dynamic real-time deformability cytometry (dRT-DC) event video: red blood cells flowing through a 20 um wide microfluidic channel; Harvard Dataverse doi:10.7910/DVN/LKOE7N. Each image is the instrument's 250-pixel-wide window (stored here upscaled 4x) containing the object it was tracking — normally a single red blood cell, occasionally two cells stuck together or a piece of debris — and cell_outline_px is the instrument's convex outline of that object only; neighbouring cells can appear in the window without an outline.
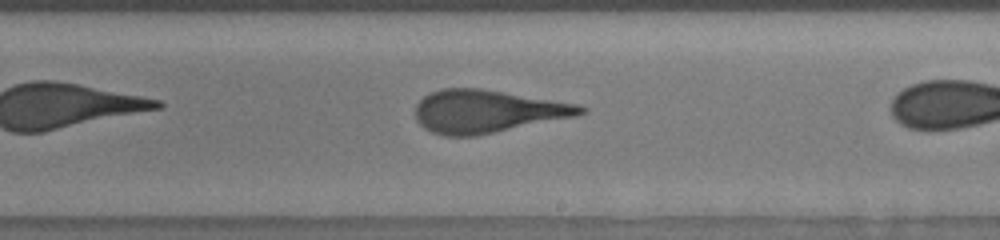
{"species": "human", "species_latin": "Homo sapiens", "temperature_condition": "room temperature", "stored_images_in_passage": 24, "camera_frame_rate_fps": 3000, "um_per_image_px": 0.085, "donor": {"sex": "male"}, "frame": {"image": 1, "passage_image": 10, "time_ms": 3.667, "image_size_px": [1000, 240], "cell_outline_px": [[588, 112], [576, 116], [476, 136], [444, 136], [432, 132], [424, 128], [416, 120], [416, 104], [424, 96], [432, 92], [444, 88], [480, 88], [580, 104], [588, 108]], "centroid_in_image_um": [41.43, 9.47], "position_along_channel_um": 247.6, "area_um2": 41.27}}